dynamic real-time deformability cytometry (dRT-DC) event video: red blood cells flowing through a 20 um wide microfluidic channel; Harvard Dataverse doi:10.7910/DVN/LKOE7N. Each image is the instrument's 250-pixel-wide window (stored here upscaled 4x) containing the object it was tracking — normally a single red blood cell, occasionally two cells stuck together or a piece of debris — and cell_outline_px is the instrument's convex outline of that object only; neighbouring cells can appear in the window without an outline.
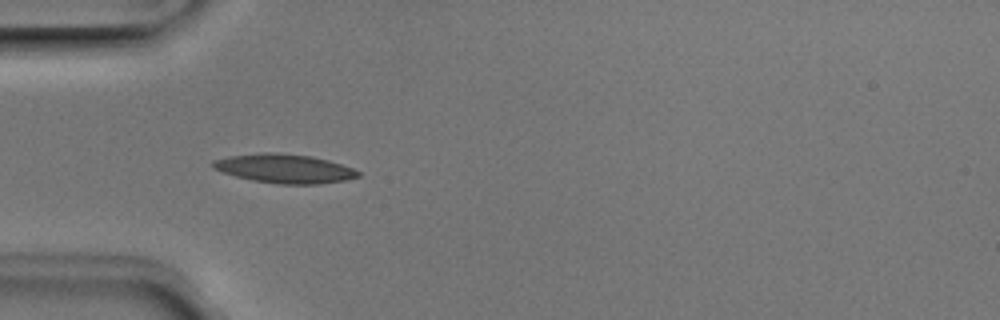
{"species": "Egyptian fruit bat (a non-hibernating species)", "species_latin": "Rousettus aegyptiacus", "temperature_condition": "room temperature", "stored_images_in_passage": 5, "camera_frame_rate_fps": 3000, "um_per_image_px": 0.085, "animal": {"sex": "male"}, "frame": {"image": 1, "passage_image": 5, "time_ms": 1.333, "image_size_px": [1000, 320], "cell_outline_px": [[360, 176], [348, 180], [320, 184], [280, 184], [252, 180], [236, 176], [212, 168], [212, 160], [232, 156], [260, 152], [272, 152], [312, 156], [328, 160], [352, 168], [360, 172]], "centroid_in_image_um": [24.2, 14.33], "position_along_channel_um": 60.8, "area_um2": 24.45}}